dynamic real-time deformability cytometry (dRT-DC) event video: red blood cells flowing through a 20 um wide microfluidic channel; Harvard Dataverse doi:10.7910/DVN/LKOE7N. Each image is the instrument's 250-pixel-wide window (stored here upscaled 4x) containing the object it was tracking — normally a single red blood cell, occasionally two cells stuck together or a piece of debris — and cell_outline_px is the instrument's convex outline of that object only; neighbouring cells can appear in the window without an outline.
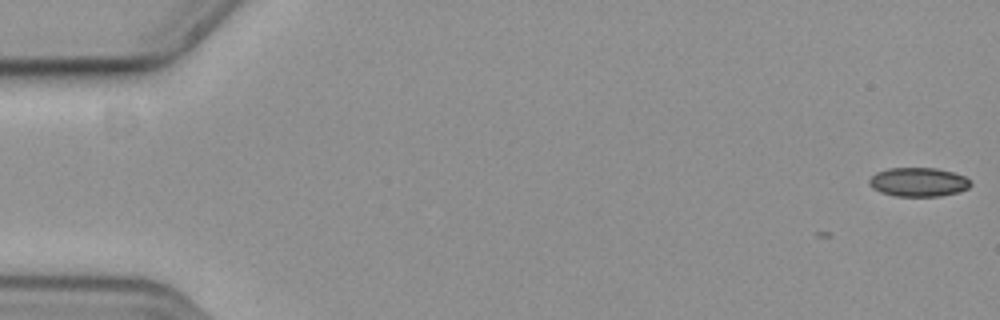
{"species": "common noctule bat (a hibernating species)", "species_latin": "Nyctalus noctula", "temperature_condition": "cold", "stored_images_in_passage": 2, "camera_frame_rate_fps": 3000, "um_per_image_px": 0.085, "animal": {"sex": "female", "body_mass_g": 19.3, "forearm_length_mm": 54.1}, "frame": {"image": 1, "passage_image": 2, "time_ms": 0.333, "image_size_px": [1000, 320], "cell_outline_px": [[972, 184], [968, 188], [956, 192], [940, 196], [896, 196], [880, 192], [872, 188], [868, 180], [876, 172], [888, 168], [936, 168], [952, 172], [964, 176]], "centroid_in_image_um": [78.03, 15.47], "position_along_channel_um": 7.0, "area_um2": 16.99}}